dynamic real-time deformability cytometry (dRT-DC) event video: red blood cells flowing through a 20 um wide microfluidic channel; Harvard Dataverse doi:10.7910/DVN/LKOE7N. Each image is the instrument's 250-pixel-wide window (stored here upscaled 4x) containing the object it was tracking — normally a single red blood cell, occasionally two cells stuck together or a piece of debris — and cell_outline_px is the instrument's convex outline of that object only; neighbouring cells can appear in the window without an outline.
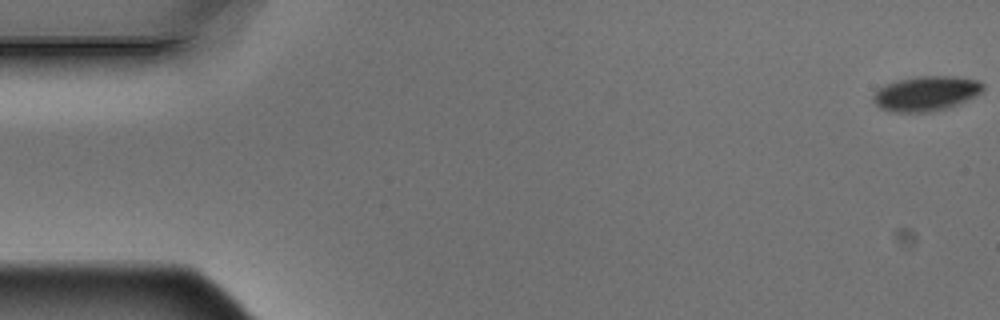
{"species": "Egyptian fruit bat (a non-hibernating species)", "species_latin": "Rousettus aegyptiacus", "temperature_condition": "warm", "stored_images_in_passage": 5, "camera_frame_rate_fps": 3000, "um_per_image_px": 0.085, "animal": {"sex": "male"}, "frame": {"image": 1, "passage_image": 1, "time_ms": 0.0, "image_size_px": [1000, 320], "cell_outline_px": [[984, 88], [976, 96], [956, 104], [944, 108], [928, 112], [892, 112], [880, 108], [872, 100], [872, 96], [884, 84], [900, 80], [924, 76], [956, 76], [980, 80], [984, 84]], "centroid_in_image_um": [78.72, 7.94], "position_along_channel_um": 6.3, "area_um2": 22.08}}